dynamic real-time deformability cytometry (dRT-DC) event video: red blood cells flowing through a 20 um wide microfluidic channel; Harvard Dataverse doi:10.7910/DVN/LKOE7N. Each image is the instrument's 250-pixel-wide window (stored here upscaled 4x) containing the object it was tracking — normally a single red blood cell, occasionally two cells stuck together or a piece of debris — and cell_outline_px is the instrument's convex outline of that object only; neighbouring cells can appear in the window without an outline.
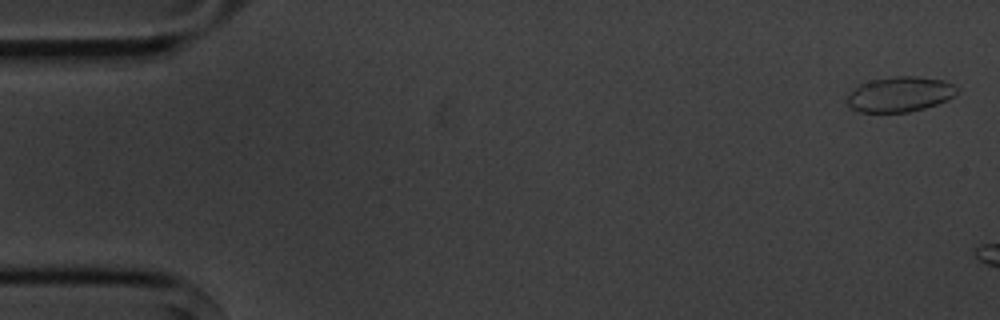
{"species": "common noctule bat (a hibernating species)", "species_latin": "Nyctalus noctula", "temperature_condition": "cold", "stored_images_in_passage": 4, "camera_frame_rate_fps": 3000, "um_per_image_px": 0.085, "animal": {"sex": "male", "body_mass_g": 20.1, "forearm_length_mm": 53.5}, "frame": {"image": 1, "passage_image": 1, "time_ms": 0.0, "image_size_px": [1000, 320], "cell_outline_px": [[956, 92], [948, 100], [924, 108], [908, 112], [860, 112], [852, 108], [848, 104], [848, 96], [860, 84], [872, 80], [892, 76], [916, 76], [944, 80], [952, 84], [956, 88]], "centroid_in_image_um": [76.5, 8.01], "position_along_channel_um": 8.5, "area_um2": 22.2}}